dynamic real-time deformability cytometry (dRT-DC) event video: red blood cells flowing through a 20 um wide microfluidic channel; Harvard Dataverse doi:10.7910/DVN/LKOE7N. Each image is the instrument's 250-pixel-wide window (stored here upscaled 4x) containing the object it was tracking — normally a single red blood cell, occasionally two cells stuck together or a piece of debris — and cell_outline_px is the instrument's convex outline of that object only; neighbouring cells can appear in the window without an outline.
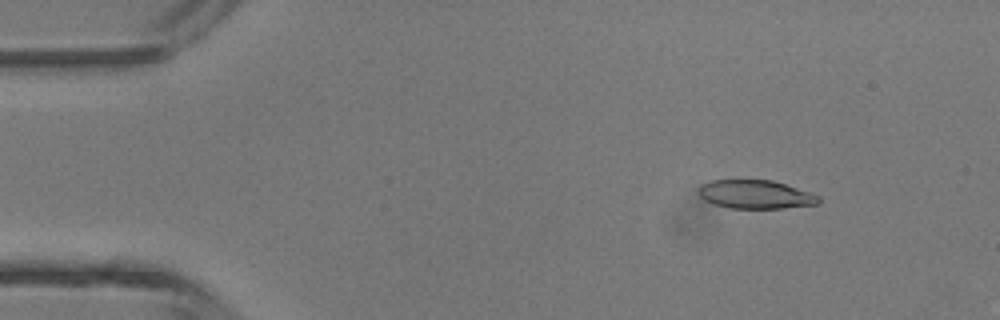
{"species": "common noctule bat (a hibernating species)", "species_latin": "Nyctalus noctula", "temperature_condition": "room temperature", "stored_images_in_passage": 4, "camera_frame_rate_fps": 3000, "um_per_image_px": 0.085, "animal": {"sex": "male", "body_mass_g": 13.3}, "frame": {"image": 1, "passage_image": 2, "time_ms": 1.333, "image_size_px": [1000, 320], "cell_outline_px": [[820, 200], [816, 204], [784, 208], [732, 208], [712, 204], [704, 200], [700, 196], [696, 188], [700, 184], [708, 180], [772, 180], [820, 196]], "centroid_in_image_um": [64.13, 16.52], "position_along_channel_um": 20.9, "area_um2": 20.0}}